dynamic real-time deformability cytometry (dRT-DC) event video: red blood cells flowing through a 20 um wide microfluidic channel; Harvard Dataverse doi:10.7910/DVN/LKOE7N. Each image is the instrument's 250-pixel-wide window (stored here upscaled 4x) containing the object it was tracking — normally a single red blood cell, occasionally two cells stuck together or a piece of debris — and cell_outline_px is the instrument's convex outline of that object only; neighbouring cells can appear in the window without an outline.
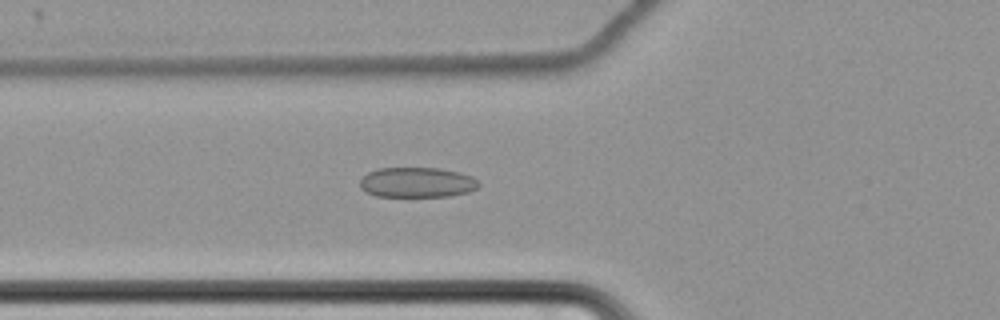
{"species": "common noctule bat (a hibernating species)", "species_latin": "Nyctalus noctula", "temperature_condition": "cold", "stored_images_in_passage": 64, "camera_frame_rate_fps": 3000, "um_per_image_px": 0.085, "animal": {"sex": "female", "body_mass_g": 22.7, "forearm_length_mm": 54.2}, "frame": {"image": 1, "passage_image": 27, "time_ms": 8.667, "image_size_px": [1000, 320], "cell_outline_px": [[480, 184], [476, 188], [468, 192], [448, 196], [376, 196], [360, 188], [360, 180], [368, 172], [380, 168], [440, 168], [460, 172], [472, 176]], "centroid_in_image_um": [35.45, 15.5], "position_along_channel_um": 90.3, "area_um2": 20.75}}
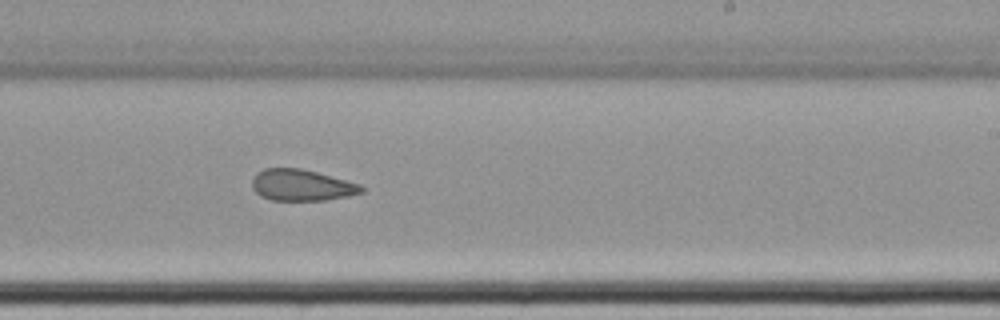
{"frame": {"image": 2, "passage_image": 42, "time_ms": 13.667, "image_size_px": [1000, 320], "cell_outline_px": [[364, 192], [348, 196], [324, 200], [272, 200], [260, 196], [252, 188], [252, 180], [256, 172], [264, 168], [300, 168], [316, 172], [360, 184], [364, 188]], "centroid_in_image_um": [25.61, 15.74], "position_along_channel_um": 263.4, "area_um2": 19.94}}
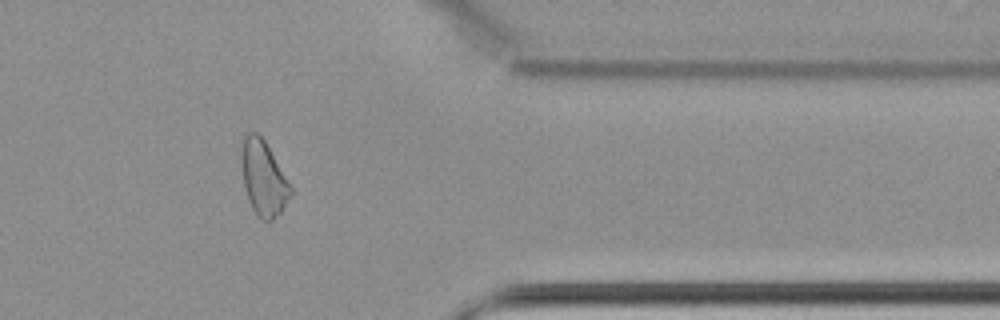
{"frame": {"image": 3, "passage_image": 54, "time_ms": 17.667, "image_size_px": [1000, 320], "cell_outline_px": [[292, 196], [280, 212], [268, 224], [260, 220], [256, 216], [248, 200], [244, 188], [240, 152], [244, 136], [248, 132], [256, 132], [264, 140], [292, 184]], "centroid_in_image_um": [22.4, 15.18], "position_along_channel_um": 389.0, "area_um2": 21.96}, "authors_computed_cell_mechanics": {"area_um2": 23.0622, "velocity_mm_per_s": 3.4643, "shape_relaxation_time_tau1_ms": null, "shape_relaxation_time_tau2_ms": 3.1892, "deformation_change_tau1": null, "deformation_change_tau2": 0.0953}}